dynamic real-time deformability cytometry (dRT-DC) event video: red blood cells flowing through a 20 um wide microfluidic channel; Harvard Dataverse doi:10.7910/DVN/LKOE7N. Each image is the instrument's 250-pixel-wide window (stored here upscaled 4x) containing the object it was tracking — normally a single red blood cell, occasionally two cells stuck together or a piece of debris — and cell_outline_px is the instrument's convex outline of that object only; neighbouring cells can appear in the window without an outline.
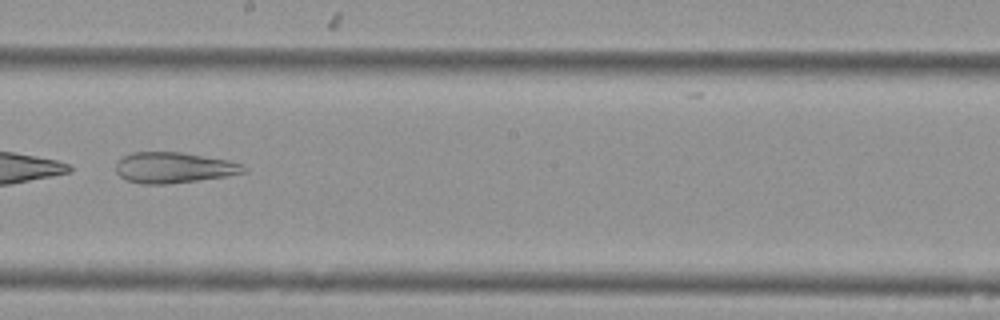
{"species": "Egyptian fruit bat (a non-hibernating species)", "species_latin": "Rousettus aegyptiacus", "temperature_condition": "cold", "stored_images_in_passage": 9, "camera_frame_rate_fps": 3000, "um_per_image_px": 0.085, "animal": {"sex": "female"}, "frame": {"image": 1, "passage_image": 8, "time_ms": 2.333, "image_size_px": [1000, 320], "cell_outline_px": [[248, 168], [244, 172], [228, 176], [168, 184], [140, 184], [128, 180], [120, 176], [116, 172], [116, 160], [120, 156], [132, 152], [180, 152], [228, 160], [244, 164]], "centroid_in_image_um": [14.75, 14.24], "position_along_channel_um": 233.5, "area_um2": 23.12}}
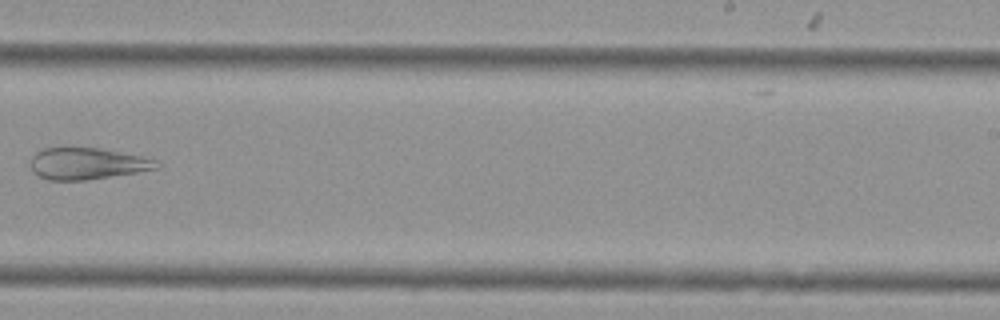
{"frame": {"image": 2, "passage_image": 9, "time_ms": 2.667, "image_size_px": [1000, 320], "cell_outline_px": [[160, 168], [136, 172], [84, 180], [48, 180], [32, 172], [32, 156], [36, 152], [44, 148], [100, 148], [140, 156], [156, 160], [160, 164]], "centroid_in_image_um": [7.41, 13.9], "position_along_channel_um": 281.6, "area_um2": 22.89}}